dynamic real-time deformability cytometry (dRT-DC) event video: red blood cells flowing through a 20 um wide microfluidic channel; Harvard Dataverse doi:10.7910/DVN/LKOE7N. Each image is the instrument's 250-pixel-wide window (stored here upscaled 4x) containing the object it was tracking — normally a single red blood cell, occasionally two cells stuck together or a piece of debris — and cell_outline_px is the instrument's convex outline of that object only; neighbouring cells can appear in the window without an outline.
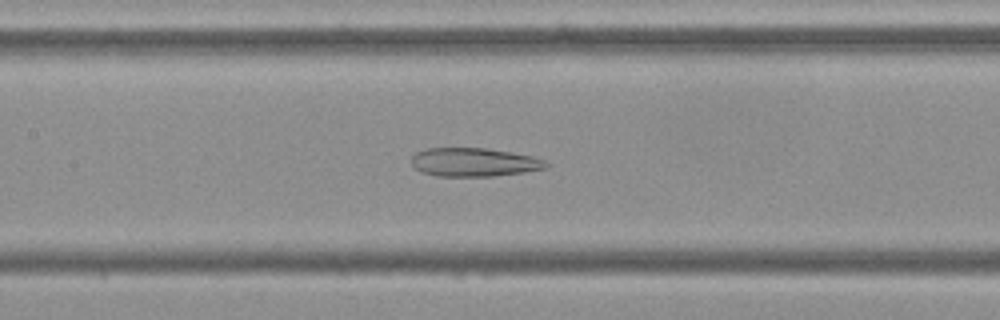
{"species": "Egyptian fruit bat (a non-hibernating species)", "species_latin": "Rousettus aegyptiacus", "temperature_condition": "cold", "stored_images_in_passage": 48, "camera_frame_rate_fps": 3000, "um_per_image_px": 0.085, "frame": {"image": 1, "passage_image": 20, "time_ms": 6.333, "image_size_px": [1000, 320], "cell_outline_px": [[548, 164], [544, 168], [524, 172], [492, 176], [440, 176], [420, 172], [412, 164], [412, 156], [416, 152], [424, 148], [484, 148], [532, 156], [544, 160]], "centroid_in_image_um": [40.24, 13.78], "position_along_channel_um": 167.2, "area_um2": 22.2}}
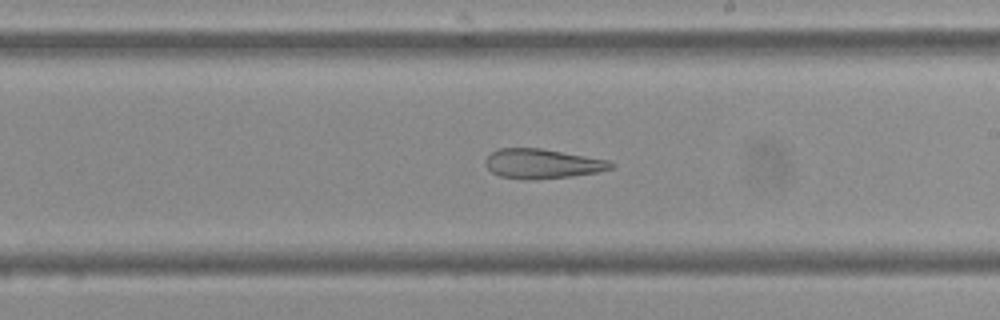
{"frame": {"image": 2, "passage_image": 26, "time_ms": 8.333, "image_size_px": [1000, 320], "cell_outline_px": [[616, 164], [612, 168], [596, 172], [572, 176], [532, 180], [500, 176], [492, 172], [484, 164], [484, 160], [496, 148], [540, 148], [608, 160]], "centroid_in_image_um": [46.07, 13.91], "position_along_channel_um": 242.9, "area_um2": 21.56}}
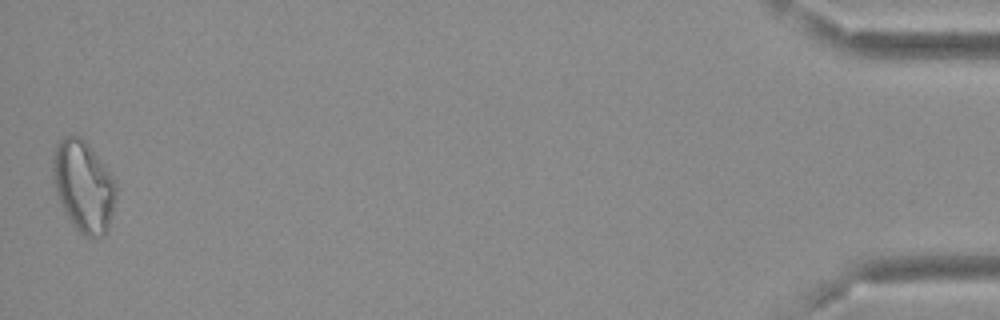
{"frame": {"image": 3, "passage_image": 48, "time_ms": 15.667, "image_size_px": [1000, 320], "cell_outline_px": [[116, 196], [108, 232], [104, 236], [92, 240], [84, 236], [72, 224], [56, 192], [52, 168], [52, 160], [56, 144], [64, 136], [80, 136], [88, 144], [104, 164], [116, 180]], "centroid_in_image_um": [7.13, 15.86], "position_along_channel_um": 428.1, "area_um2": 33.7}, "authors_computed_cell_mechanics": {"area_um2": 27.0215, "velocity_mm_per_s": 3.8041, "shape_relaxation_time_tau1_ms": null, "shape_relaxation_time_tau2_ms": 4.4657, "deformation_change_tau1": null, "deformation_change_tau2": 0.153}}